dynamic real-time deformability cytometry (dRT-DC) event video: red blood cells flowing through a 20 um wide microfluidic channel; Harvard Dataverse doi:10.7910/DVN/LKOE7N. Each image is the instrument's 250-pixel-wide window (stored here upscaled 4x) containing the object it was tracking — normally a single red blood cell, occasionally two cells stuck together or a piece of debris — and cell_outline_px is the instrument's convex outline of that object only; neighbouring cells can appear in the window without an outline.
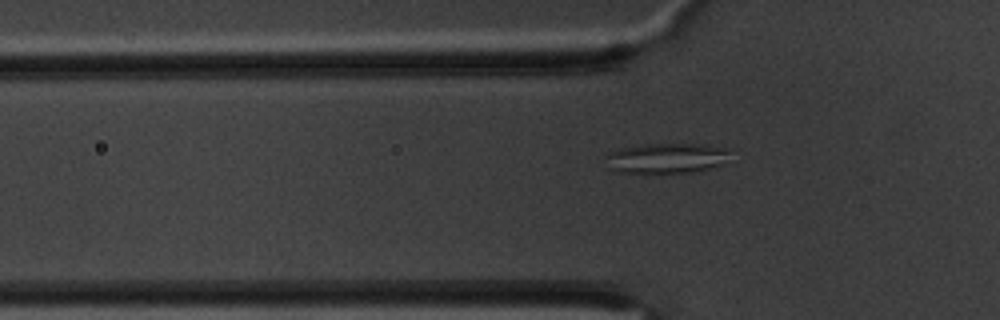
{"species": "common noctule bat (a hibernating species)", "species_latin": "Nyctalus noctula", "temperature_condition": "warm", "stored_images_in_passage": 3, "camera_frame_rate_fps": 3000, "um_per_image_px": 0.085, "animal": {"sex": "male", "body_mass_g": 20.1, "forearm_length_mm": 53.5}, "frame": {"image": 1, "passage_image": 3, "time_ms": 0.667, "image_size_px": [1000, 320], "cell_outline_px": [[728, 152], [720, 164], [700, 172], [652, 176], [616, 172], [608, 168], [604, 156], [608, 152], [620, 148], [648, 144], [704, 144], [728, 148]], "centroid_in_image_um": [56.53, 13.51], "position_along_channel_um": 69.3, "area_um2": 22.95}}